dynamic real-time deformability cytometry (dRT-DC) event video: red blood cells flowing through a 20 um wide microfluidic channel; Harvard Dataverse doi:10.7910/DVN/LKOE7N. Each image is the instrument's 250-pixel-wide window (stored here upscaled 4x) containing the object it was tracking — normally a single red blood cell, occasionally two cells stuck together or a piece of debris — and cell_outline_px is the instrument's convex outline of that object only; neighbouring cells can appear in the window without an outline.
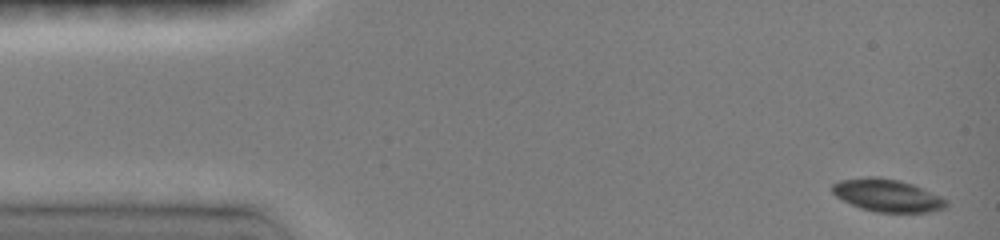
{"species": "common noctule bat (a hibernating species)", "species_latin": "Nyctalus noctula", "temperature_condition": "room temperature", "stored_images_in_passage": 5, "camera_frame_rate_fps": 3000, "um_per_image_px": 0.085, "animal": {"sex": "female", "body_mass_g": 19.0, "forearm_length_mm": 51.5}, "frame": {"image": 1, "passage_image": 1, "time_ms": 0.0, "image_size_px": [1000, 240], "cell_outline_px": [[948, 204], [944, 208], [928, 212], [876, 212], [860, 208], [836, 196], [832, 192], [832, 184], [840, 180], [868, 176], [880, 176], [900, 180], [912, 184], [940, 196], [948, 200]], "centroid_in_image_um": [75.41, 16.6], "position_along_channel_um": 9.6, "area_um2": 21.62}}
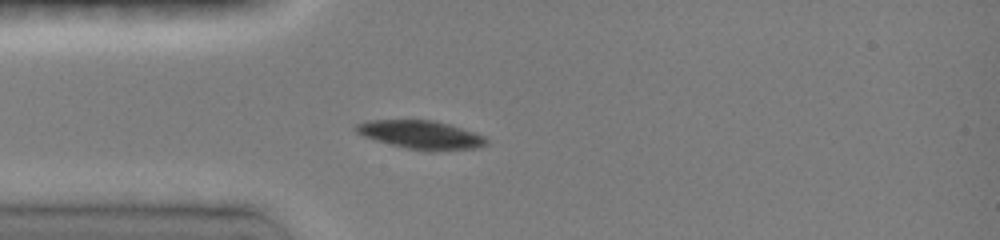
{"frame": {"image": 2, "passage_image": 5, "time_ms": 3.667, "image_size_px": [1000, 240], "cell_outline_px": [[488, 144], [480, 148], [432, 152], [404, 148], [376, 140], [364, 136], [356, 132], [352, 128], [356, 124], [364, 120], [432, 120], [448, 124], [484, 136], [488, 140]], "centroid_in_image_um": [35.77, 11.47], "position_along_channel_um": 49.2, "area_um2": 21.85}}